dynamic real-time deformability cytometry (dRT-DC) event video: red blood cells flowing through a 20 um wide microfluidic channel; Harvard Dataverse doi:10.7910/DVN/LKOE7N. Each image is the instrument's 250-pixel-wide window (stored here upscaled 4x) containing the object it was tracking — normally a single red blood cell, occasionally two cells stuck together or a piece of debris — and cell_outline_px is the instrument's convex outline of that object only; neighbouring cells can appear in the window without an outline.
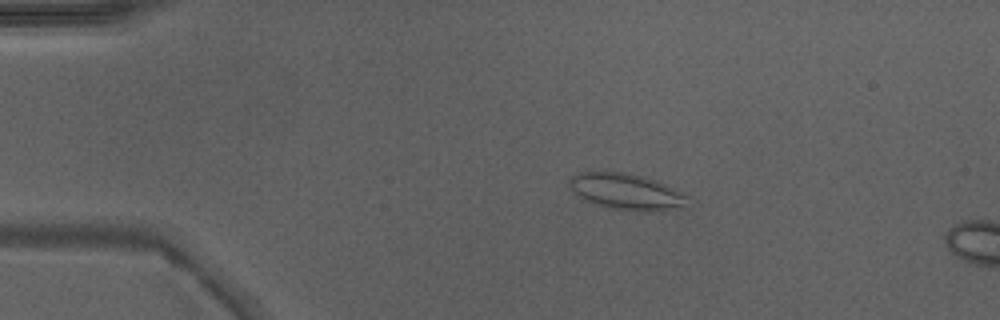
{"species": "Egyptian fruit bat (a non-hibernating species)", "species_latin": "Rousettus aegyptiacus", "temperature_condition": "warm", "stored_images_in_passage": 14, "camera_frame_rate_fps": 3000, "um_per_image_px": 0.085, "animal": {"sex": "male"}, "frame": {"image": 1, "passage_image": 10, "time_ms": 3.0, "image_size_px": [1000, 320], "cell_outline_px": [[696, 200], [688, 208], [660, 212], [636, 212], [612, 208], [596, 204], [584, 200], [576, 196], [568, 184], [568, 180], [572, 176], [580, 172], [624, 172], [644, 176], [656, 180]], "centroid_in_image_um": [53.36, 16.33], "position_along_channel_um": 31.6, "area_um2": 25.84}}